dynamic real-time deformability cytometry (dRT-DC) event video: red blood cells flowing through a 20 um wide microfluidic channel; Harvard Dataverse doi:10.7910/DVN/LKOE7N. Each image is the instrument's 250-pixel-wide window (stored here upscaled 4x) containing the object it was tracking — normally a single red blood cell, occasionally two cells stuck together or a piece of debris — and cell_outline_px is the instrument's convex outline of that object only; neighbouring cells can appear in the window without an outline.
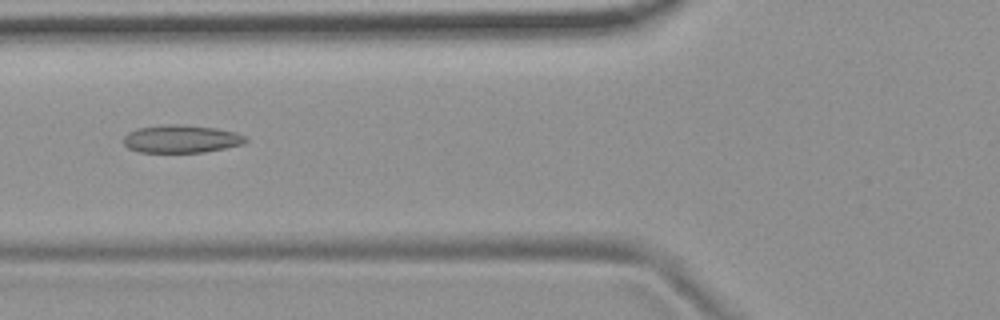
{"species": "common noctule bat (a hibernating species)", "species_latin": "Nyctalus noctula", "temperature_condition": "room temperature", "stored_images_in_passage": 52, "camera_frame_rate_fps": 3000, "um_per_image_px": 0.085, "animal": {"sex": "female", "body_mass_g": 19.9}, "frame": {"image": 1, "passage_image": 21, "time_ms": 6.667, "image_size_px": [1000, 320], "cell_outline_px": [[248, 140], [244, 144], [204, 152], [140, 152], [128, 148], [124, 144], [124, 136], [128, 132], [136, 128], [168, 124], [184, 124], [216, 128], [236, 132], [244, 136]], "centroid_in_image_um": [15.4, 11.8], "position_along_channel_um": 110.4, "area_um2": 19.88}}
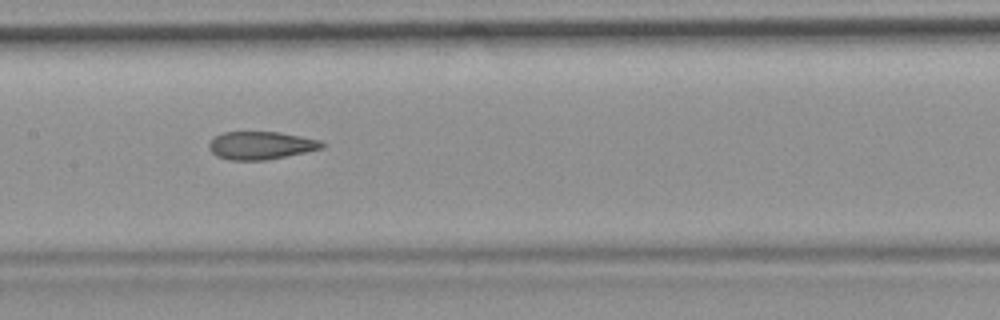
{"frame": {"image": 2, "passage_image": 27, "time_ms": 8.667, "image_size_px": [1000, 320], "cell_outline_px": [[324, 148], [264, 160], [228, 160], [216, 156], [208, 148], [208, 144], [216, 136], [224, 132], [280, 132], [320, 140], [324, 144]], "centroid_in_image_um": [22.15, 12.36], "position_along_channel_um": 185.2, "area_um2": 18.21}}
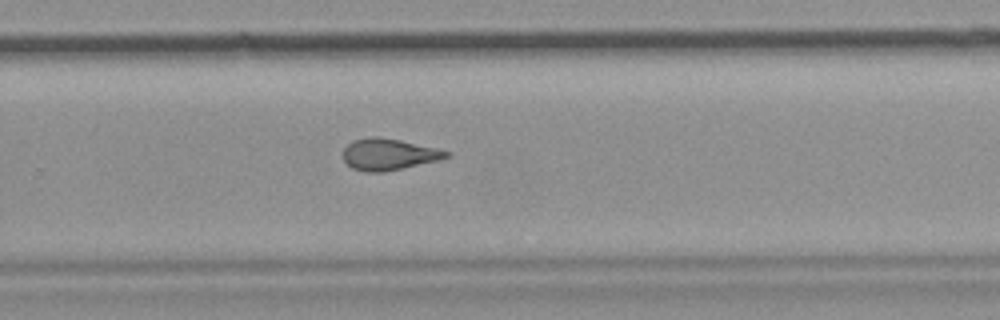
{"frame": {"image": 3, "passage_image": 36, "time_ms": 11.667, "image_size_px": [1000, 320], "cell_outline_px": [[452, 156], [440, 160], [384, 172], [364, 172], [352, 168], [344, 160], [344, 148], [352, 140], [368, 136], [376, 136], [400, 140], [436, 148], [452, 152]], "centroid_in_image_um": [33.06, 13.12], "position_along_channel_um": 296.7, "area_um2": 19.07}}